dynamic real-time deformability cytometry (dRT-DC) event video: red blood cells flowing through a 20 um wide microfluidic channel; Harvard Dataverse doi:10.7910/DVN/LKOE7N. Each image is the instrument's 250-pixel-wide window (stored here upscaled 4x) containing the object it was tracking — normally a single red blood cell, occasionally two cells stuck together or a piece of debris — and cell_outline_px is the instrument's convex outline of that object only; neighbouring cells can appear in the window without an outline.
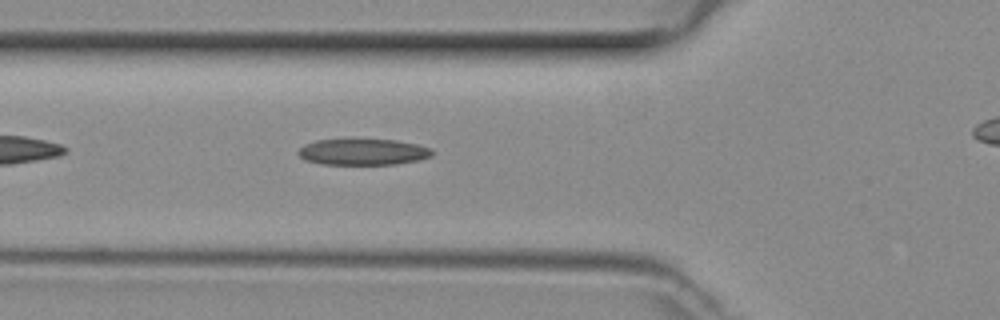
{"species": "common noctule bat (a hibernating species)", "species_latin": "Nyctalus noctula", "temperature_condition": "room temperature", "stored_images_in_passage": 30, "camera_frame_rate_fps": 3000, "um_per_image_px": 0.085, "animal": {"sex": "female", "body_mass_g": 29.2, "forearm_length_mm": 56.3}, "frame": {"image": 1, "passage_image": 5, "time_ms": 1.333, "image_size_px": [1000, 320], "cell_outline_px": [[432, 156], [420, 160], [396, 164], [320, 164], [304, 160], [296, 152], [304, 144], [316, 140], [396, 140], [416, 144], [432, 148]], "centroid_in_image_um": [30.85, 12.92], "position_along_channel_um": 95.0, "area_um2": 20.4}}
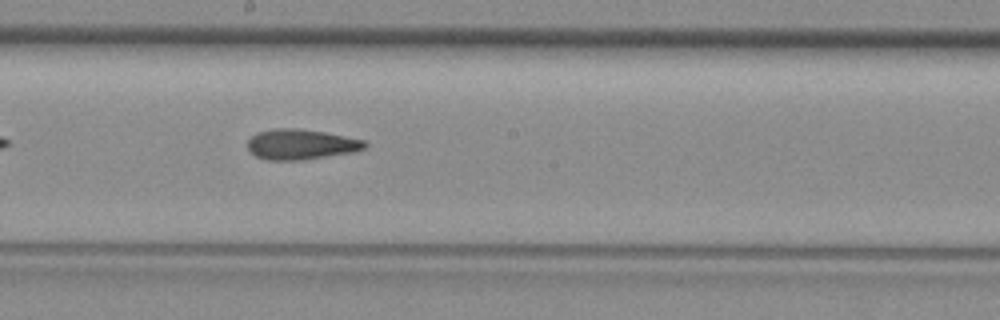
{"frame": {"image": 2, "passage_image": 14, "time_ms": 4.333, "image_size_px": [1000, 320], "cell_outline_px": [[368, 144], [364, 148], [352, 152], [304, 160], [268, 160], [256, 156], [248, 148], [248, 140], [256, 132], [276, 128], [296, 128], [324, 132], [364, 140]], "centroid_in_image_um": [25.56, 12.27], "position_along_channel_um": 222.6, "area_um2": 20.58}}
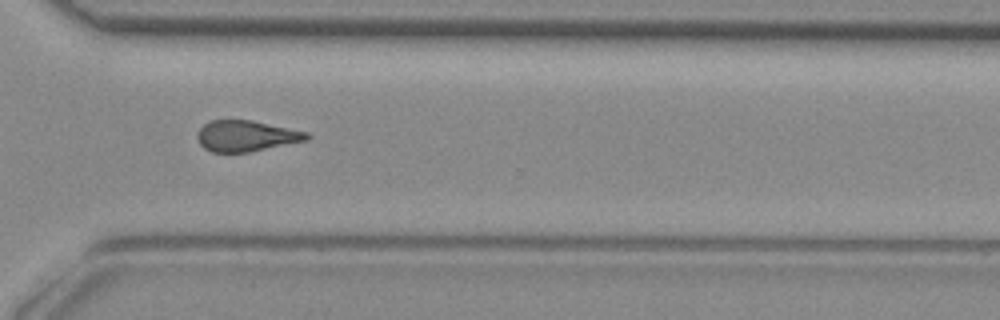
{"frame": {"image": 3, "passage_image": 23, "time_ms": 7.333, "image_size_px": [1000, 320], "cell_outline_px": [[312, 136], [308, 140], [248, 152], [212, 152], [204, 148], [200, 144], [196, 136], [200, 128], [204, 124], [212, 120], [252, 120], [308, 132]], "centroid_in_image_um": [20.94, 11.55], "position_along_channel_um": 349.7, "area_um2": 19.71}}